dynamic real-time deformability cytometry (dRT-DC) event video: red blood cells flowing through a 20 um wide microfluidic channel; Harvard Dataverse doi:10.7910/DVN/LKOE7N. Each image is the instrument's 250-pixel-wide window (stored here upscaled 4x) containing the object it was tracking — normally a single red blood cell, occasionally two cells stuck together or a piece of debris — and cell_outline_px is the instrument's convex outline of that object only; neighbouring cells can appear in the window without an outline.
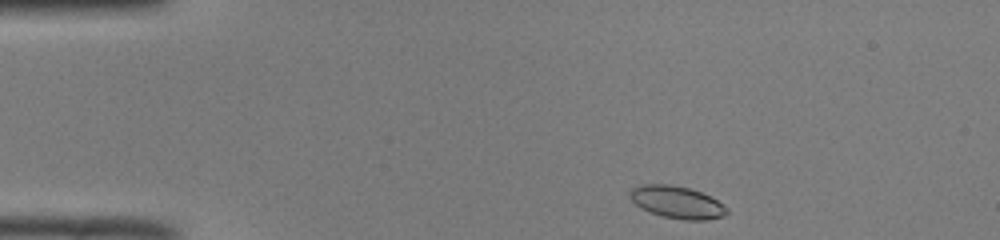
{"species": "common noctule bat (a hibernating species)", "species_latin": "Nyctalus noctula", "temperature_condition": "room temperature", "stored_images_in_passage": 44, "camera_frame_rate_fps": 3000, "um_per_image_px": 0.085, "animal": {"sex": "male", "body_mass_g": 19.0, "forearm_length_mm": 50.8}, "frame": {"image": 1, "passage_image": 1, "time_ms": 0.0, "image_size_px": [1000, 240], "cell_outline_px": [[728, 212], [724, 216], [708, 220], [684, 220], [664, 216], [640, 208], [628, 196], [628, 192], [632, 188], [640, 184], [672, 184], [688, 188], [700, 192], [716, 200], [728, 208]], "centroid_in_image_um": [57.52, 17.18], "position_along_channel_um": 27.5, "area_um2": 18.21}}
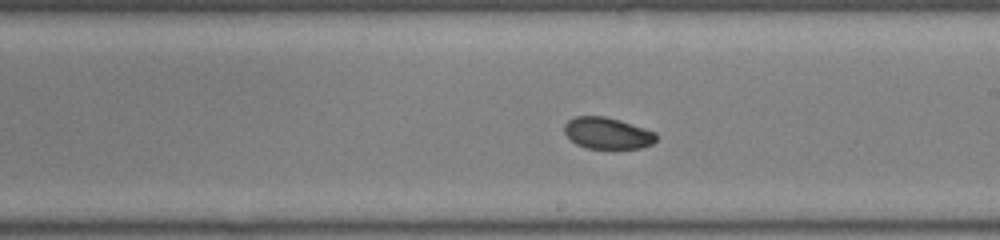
{"frame": {"image": 2, "passage_image": 22, "time_ms": 7.0, "image_size_px": [1000, 240], "cell_outline_px": [[656, 140], [652, 144], [640, 148], [584, 148], [576, 144], [564, 132], [564, 124], [568, 120], [576, 116], [604, 116], [620, 120], [656, 132]], "centroid_in_image_um": [51.62, 11.32], "position_along_channel_um": 237.4, "area_um2": 16.82}}
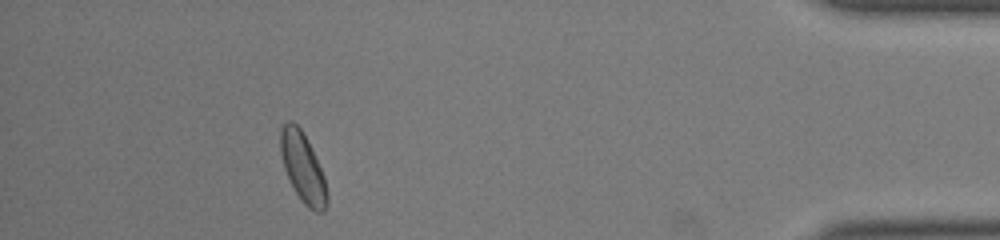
{"frame": {"image": 3, "passage_image": 39, "time_ms": 12.667, "image_size_px": [1000, 240], "cell_outline_px": [[328, 200], [324, 212], [316, 212], [308, 208], [304, 204], [296, 192], [284, 168], [280, 152], [280, 128], [288, 120], [292, 120], [300, 128], [324, 176], [328, 192]], "centroid_in_image_um": [25.74, 14.26], "position_along_channel_um": 409.5, "area_um2": 18.5}, "authors_computed_cell_mechanics": {"area_um2": 17.7735, "velocity_mm_per_s": 3.9622, "shape_relaxation_time_tau1_ms": 2.4442, "shape_relaxation_time_tau2_ms": 2.6302, "deformation_change_tau1": 0.085, "deformation_change_tau2": 0.0405}}